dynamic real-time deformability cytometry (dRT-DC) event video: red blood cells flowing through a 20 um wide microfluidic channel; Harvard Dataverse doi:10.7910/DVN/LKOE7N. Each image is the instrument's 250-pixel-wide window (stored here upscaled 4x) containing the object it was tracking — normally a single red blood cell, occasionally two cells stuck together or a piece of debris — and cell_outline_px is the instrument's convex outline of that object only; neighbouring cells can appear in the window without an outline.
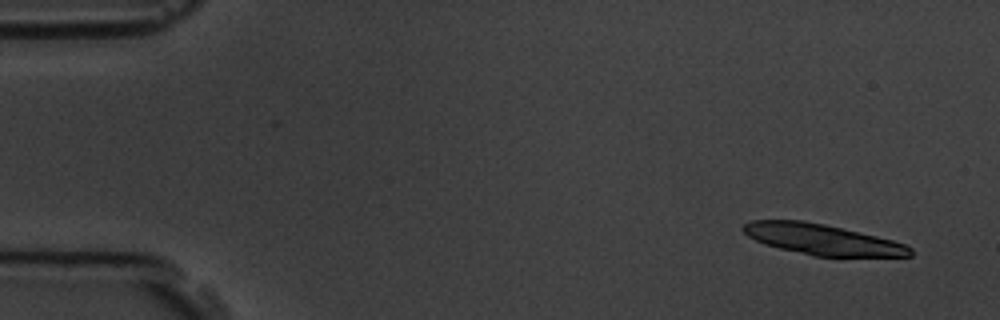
{"species": "common noctule bat (a hibernating species)", "species_latin": "Nyctalus noctula", "temperature_condition": "room temperature", "stored_images_in_passage": 5, "camera_frame_rate_fps": 3000, "um_per_image_px": 0.085, "animal": {"sex": "male", "body_mass_g": 19.5, "forearm_length_mm": 54.6}, "frame": {"image": 1, "passage_image": 1, "time_ms": 0.0, "image_size_px": [1000, 320], "cell_outline_px": [[912, 256], [812, 256], [764, 244], [748, 236], [740, 228], [744, 224], [752, 220], [804, 220], [824, 224], [876, 236], [892, 240], [904, 244], [912, 248]], "centroid_in_image_um": [69.85, 20.34], "position_along_channel_um": 15.1, "area_um2": 29.59}}